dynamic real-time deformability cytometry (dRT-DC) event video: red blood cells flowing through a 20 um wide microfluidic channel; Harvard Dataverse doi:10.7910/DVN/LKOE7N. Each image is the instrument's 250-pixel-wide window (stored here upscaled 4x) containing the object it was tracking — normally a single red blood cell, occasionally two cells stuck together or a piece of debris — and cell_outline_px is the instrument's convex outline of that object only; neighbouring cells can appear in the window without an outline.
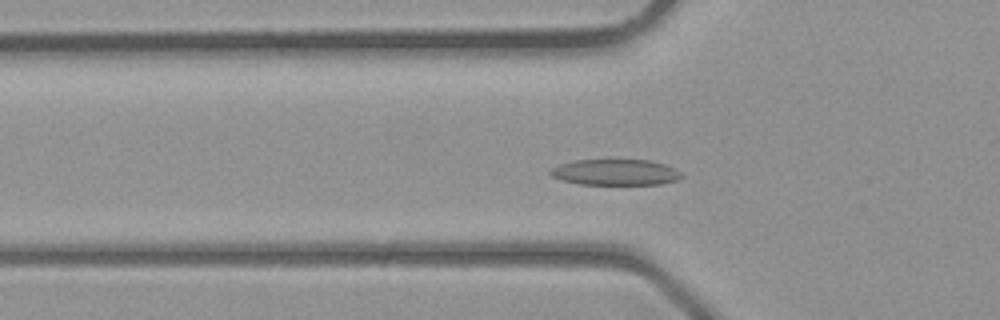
{"species": "common noctule bat (a hibernating species)", "species_latin": "Nyctalus noctula", "temperature_condition": "room temperature", "stored_images_in_passage": 37, "camera_frame_rate_fps": 3000, "um_per_image_px": 0.085, "animal": {"sex": "male", "body_mass_g": 23.1, "forearm_length_mm": 52.7}, "frame": {"image": 1, "passage_image": 10, "time_ms": 3.0, "image_size_px": [1000, 320], "cell_outline_px": [[684, 176], [676, 180], [660, 184], [580, 184], [560, 180], [552, 176], [548, 172], [552, 168], [560, 164], [576, 160], [648, 160], [664, 164], [680, 172]], "centroid_in_image_um": [52.28, 14.64], "position_along_channel_um": 73.5, "area_um2": 19.65}}
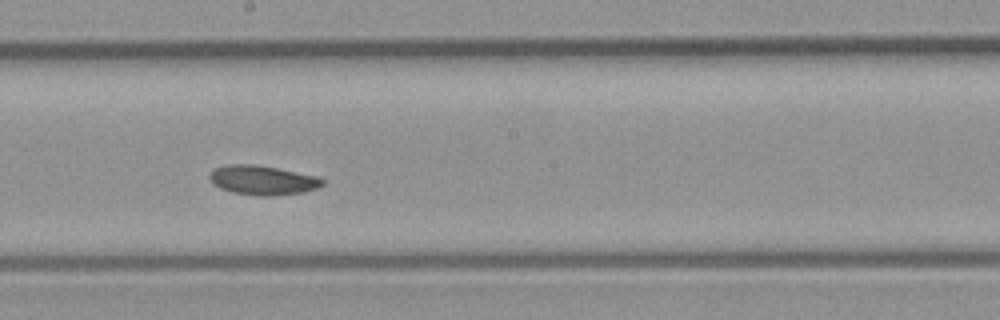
{"frame": {"image": 2, "passage_image": 19, "time_ms": 6.0, "image_size_px": [1000, 320], "cell_outline_px": [[324, 184], [316, 188], [304, 192], [272, 196], [256, 196], [232, 192], [220, 188], [212, 184], [208, 176], [216, 168], [228, 164], [256, 164], [316, 176], [324, 180]], "centroid_in_image_um": [22.3, 15.32], "position_along_channel_um": 225.9, "area_um2": 19.31}}
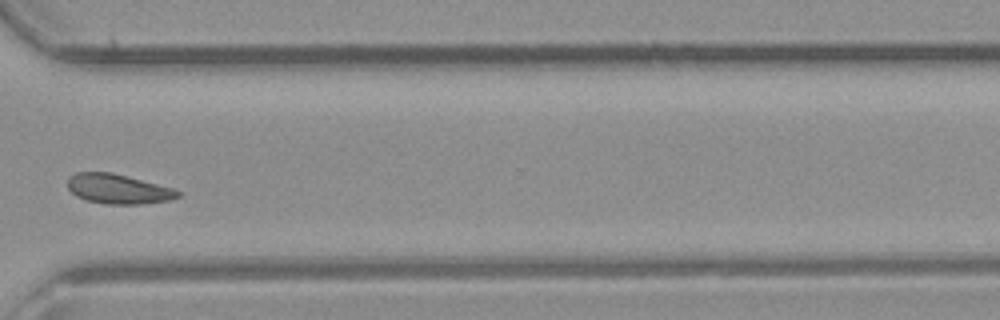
{"frame": {"image": 3, "passage_image": 27, "time_ms": 8.667, "image_size_px": [1000, 320], "cell_outline_px": [[180, 196], [172, 200], [140, 204], [104, 204], [84, 200], [76, 196], [68, 188], [68, 176], [76, 172], [112, 172], [172, 188], [180, 192]], "centroid_in_image_um": [10.01, 16.07], "position_along_channel_um": 360.6, "area_um2": 19.13}}